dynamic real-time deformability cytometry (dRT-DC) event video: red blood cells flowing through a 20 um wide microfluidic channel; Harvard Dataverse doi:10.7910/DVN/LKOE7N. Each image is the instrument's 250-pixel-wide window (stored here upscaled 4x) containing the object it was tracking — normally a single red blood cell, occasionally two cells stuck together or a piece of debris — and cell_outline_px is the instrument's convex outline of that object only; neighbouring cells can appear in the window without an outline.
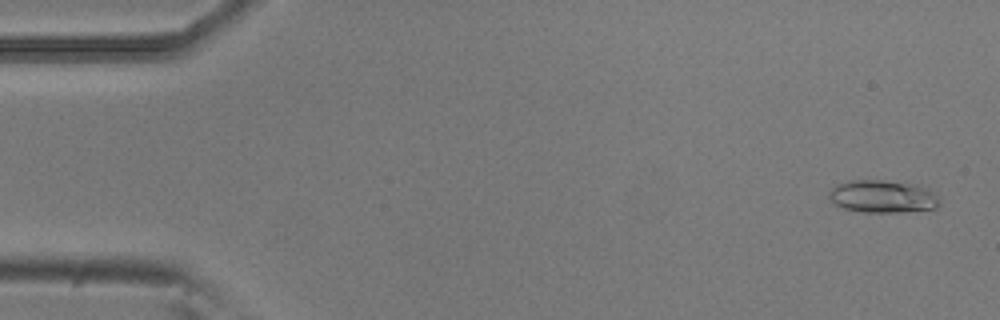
{"species": "common noctule bat (a hibernating species)", "species_latin": "Nyctalus noctula", "temperature_condition": "room temperature", "stored_images_in_passage": 5, "camera_frame_rate_fps": 3000, "um_per_image_px": 0.085, "animal": {"sex": "male", "body_mass_g": 20.5, "forearm_length_mm": 52.5}, "frame": {"image": 1, "passage_image": 1, "time_ms": 0.0, "image_size_px": [1000, 320], "cell_outline_px": [[940, 204], [936, 208], [900, 212], [860, 212], [844, 208], [832, 204], [828, 196], [828, 192], [836, 184], [848, 180], [880, 180], [916, 184], [928, 188], [936, 192], [940, 200]], "centroid_in_image_um": [75.02, 16.7], "position_along_channel_um": 10.0, "area_um2": 21.39}}